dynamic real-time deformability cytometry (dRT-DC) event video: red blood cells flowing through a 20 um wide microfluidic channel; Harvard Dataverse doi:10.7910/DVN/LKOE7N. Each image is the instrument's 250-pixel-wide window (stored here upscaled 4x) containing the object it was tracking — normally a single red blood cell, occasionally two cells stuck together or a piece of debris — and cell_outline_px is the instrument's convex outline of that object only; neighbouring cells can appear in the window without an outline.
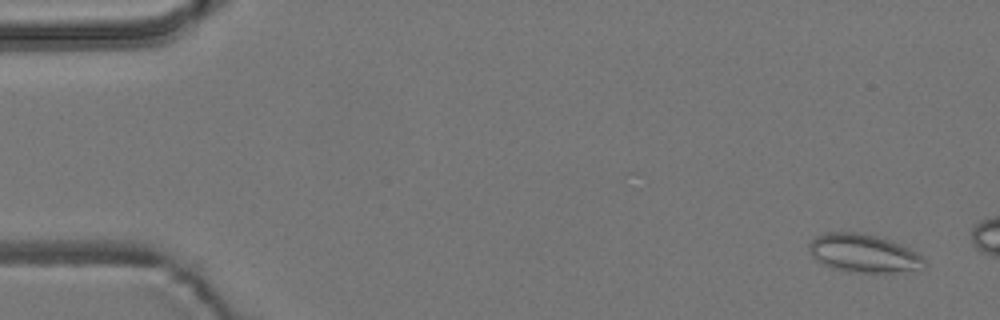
{"species": "common noctule bat (a hibernating species)", "species_latin": "Nyctalus noctula", "temperature_condition": "room temperature", "stored_images_in_passage": 5, "camera_frame_rate_fps": 3000, "um_per_image_px": 0.085, "animal": {"sex": "male", "body_mass_g": 19.2, "forearm_length_mm": 51.8}, "frame": {"image": 1, "passage_image": 1, "time_ms": 0.0, "image_size_px": [1000, 320], "cell_outline_px": [[928, 264], [912, 268], [892, 272], [848, 272], [832, 268], [816, 260], [808, 252], [808, 244], [816, 236], [828, 232], [856, 232], [876, 236], [888, 240], [908, 248], [916, 252]], "centroid_in_image_um": [73.3, 21.52], "position_along_channel_um": 11.7, "area_um2": 25.14}}